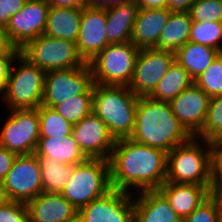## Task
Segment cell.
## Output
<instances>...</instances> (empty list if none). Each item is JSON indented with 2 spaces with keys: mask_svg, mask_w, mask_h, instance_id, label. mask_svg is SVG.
Segmentation results:
<instances>
[{
  "mask_svg": "<svg viewBox=\"0 0 222 222\" xmlns=\"http://www.w3.org/2000/svg\"><path fill=\"white\" fill-rule=\"evenodd\" d=\"M109 164L113 189L134 194L166 182L167 153L130 138L116 140Z\"/></svg>",
  "mask_w": 222,
  "mask_h": 222,
  "instance_id": "obj_1",
  "label": "cell"
},
{
  "mask_svg": "<svg viewBox=\"0 0 222 222\" xmlns=\"http://www.w3.org/2000/svg\"><path fill=\"white\" fill-rule=\"evenodd\" d=\"M192 137L173 114L169 102L157 101L149 96L138 98L131 140L168 154Z\"/></svg>",
  "mask_w": 222,
  "mask_h": 222,
  "instance_id": "obj_2",
  "label": "cell"
},
{
  "mask_svg": "<svg viewBox=\"0 0 222 222\" xmlns=\"http://www.w3.org/2000/svg\"><path fill=\"white\" fill-rule=\"evenodd\" d=\"M138 98L127 86L94 83L92 112L106 124L115 140L130 138Z\"/></svg>",
  "mask_w": 222,
  "mask_h": 222,
  "instance_id": "obj_3",
  "label": "cell"
},
{
  "mask_svg": "<svg viewBox=\"0 0 222 222\" xmlns=\"http://www.w3.org/2000/svg\"><path fill=\"white\" fill-rule=\"evenodd\" d=\"M166 182L211 186V142L192 137L172 149L167 154Z\"/></svg>",
  "mask_w": 222,
  "mask_h": 222,
  "instance_id": "obj_4",
  "label": "cell"
},
{
  "mask_svg": "<svg viewBox=\"0 0 222 222\" xmlns=\"http://www.w3.org/2000/svg\"><path fill=\"white\" fill-rule=\"evenodd\" d=\"M45 75V71L18 52L11 63L0 98L4 106L8 110L37 109L43 100Z\"/></svg>",
  "mask_w": 222,
  "mask_h": 222,
  "instance_id": "obj_5",
  "label": "cell"
},
{
  "mask_svg": "<svg viewBox=\"0 0 222 222\" xmlns=\"http://www.w3.org/2000/svg\"><path fill=\"white\" fill-rule=\"evenodd\" d=\"M111 189L109 160L87 159L74 165L72 175L61 194L78 210Z\"/></svg>",
  "mask_w": 222,
  "mask_h": 222,
  "instance_id": "obj_6",
  "label": "cell"
},
{
  "mask_svg": "<svg viewBox=\"0 0 222 222\" xmlns=\"http://www.w3.org/2000/svg\"><path fill=\"white\" fill-rule=\"evenodd\" d=\"M139 51L131 41L107 45L88 62L93 83L128 87Z\"/></svg>",
  "mask_w": 222,
  "mask_h": 222,
  "instance_id": "obj_7",
  "label": "cell"
},
{
  "mask_svg": "<svg viewBox=\"0 0 222 222\" xmlns=\"http://www.w3.org/2000/svg\"><path fill=\"white\" fill-rule=\"evenodd\" d=\"M19 52L45 72L80 67L85 64L75 42L45 34L29 42Z\"/></svg>",
  "mask_w": 222,
  "mask_h": 222,
  "instance_id": "obj_8",
  "label": "cell"
},
{
  "mask_svg": "<svg viewBox=\"0 0 222 222\" xmlns=\"http://www.w3.org/2000/svg\"><path fill=\"white\" fill-rule=\"evenodd\" d=\"M0 129V145L16 155L34 154L40 133L38 109L9 110Z\"/></svg>",
  "mask_w": 222,
  "mask_h": 222,
  "instance_id": "obj_9",
  "label": "cell"
},
{
  "mask_svg": "<svg viewBox=\"0 0 222 222\" xmlns=\"http://www.w3.org/2000/svg\"><path fill=\"white\" fill-rule=\"evenodd\" d=\"M93 84L88 63L80 67L48 71L41 105L54 108L70 98L84 94Z\"/></svg>",
  "mask_w": 222,
  "mask_h": 222,
  "instance_id": "obj_10",
  "label": "cell"
},
{
  "mask_svg": "<svg viewBox=\"0 0 222 222\" xmlns=\"http://www.w3.org/2000/svg\"><path fill=\"white\" fill-rule=\"evenodd\" d=\"M50 6L46 0H27L23 8L9 20L5 30L12 48L20 51L29 42L43 35Z\"/></svg>",
  "mask_w": 222,
  "mask_h": 222,
  "instance_id": "obj_11",
  "label": "cell"
},
{
  "mask_svg": "<svg viewBox=\"0 0 222 222\" xmlns=\"http://www.w3.org/2000/svg\"><path fill=\"white\" fill-rule=\"evenodd\" d=\"M4 186L9 201L27 203L38 196L42 192V181L36 155H17Z\"/></svg>",
  "mask_w": 222,
  "mask_h": 222,
  "instance_id": "obj_12",
  "label": "cell"
},
{
  "mask_svg": "<svg viewBox=\"0 0 222 222\" xmlns=\"http://www.w3.org/2000/svg\"><path fill=\"white\" fill-rule=\"evenodd\" d=\"M175 60L172 51L156 48L140 49L134 68L130 90L138 97L149 96Z\"/></svg>",
  "mask_w": 222,
  "mask_h": 222,
  "instance_id": "obj_13",
  "label": "cell"
},
{
  "mask_svg": "<svg viewBox=\"0 0 222 222\" xmlns=\"http://www.w3.org/2000/svg\"><path fill=\"white\" fill-rule=\"evenodd\" d=\"M77 222H134L133 194L112 188L79 208Z\"/></svg>",
  "mask_w": 222,
  "mask_h": 222,
  "instance_id": "obj_14",
  "label": "cell"
},
{
  "mask_svg": "<svg viewBox=\"0 0 222 222\" xmlns=\"http://www.w3.org/2000/svg\"><path fill=\"white\" fill-rule=\"evenodd\" d=\"M72 135L88 159H110L116 140L93 112L73 125Z\"/></svg>",
  "mask_w": 222,
  "mask_h": 222,
  "instance_id": "obj_15",
  "label": "cell"
},
{
  "mask_svg": "<svg viewBox=\"0 0 222 222\" xmlns=\"http://www.w3.org/2000/svg\"><path fill=\"white\" fill-rule=\"evenodd\" d=\"M210 99L193 83L169 102L173 114L193 137L203 128Z\"/></svg>",
  "mask_w": 222,
  "mask_h": 222,
  "instance_id": "obj_16",
  "label": "cell"
},
{
  "mask_svg": "<svg viewBox=\"0 0 222 222\" xmlns=\"http://www.w3.org/2000/svg\"><path fill=\"white\" fill-rule=\"evenodd\" d=\"M106 9L83 7L76 41L79 55L85 63L91 61L110 43L106 37Z\"/></svg>",
  "mask_w": 222,
  "mask_h": 222,
  "instance_id": "obj_17",
  "label": "cell"
},
{
  "mask_svg": "<svg viewBox=\"0 0 222 222\" xmlns=\"http://www.w3.org/2000/svg\"><path fill=\"white\" fill-rule=\"evenodd\" d=\"M26 206L29 222H77L78 210L61 193L41 192Z\"/></svg>",
  "mask_w": 222,
  "mask_h": 222,
  "instance_id": "obj_18",
  "label": "cell"
},
{
  "mask_svg": "<svg viewBox=\"0 0 222 222\" xmlns=\"http://www.w3.org/2000/svg\"><path fill=\"white\" fill-rule=\"evenodd\" d=\"M211 186L165 182L158 190L175 213L184 219L211 196Z\"/></svg>",
  "mask_w": 222,
  "mask_h": 222,
  "instance_id": "obj_19",
  "label": "cell"
},
{
  "mask_svg": "<svg viewBox=\"0 0 222 222\" xmlns=\"http://www.w3.org/2000/svg\"><path fill=\"white\" fill-rule=\"evenodd\" d=\"M171 10L167 8H139L134 22L131 42L138 49L156 48L161 31L167 24Z\"/></svg>",
  "mask_w": 222,
  "mask_h": 222,
  "instance_id": "obj_20",
  "label": "cell"
},
{
  "mask_svg": "<svg viewBox=\"0 0 222 222\" xmlns=\"http://www.w3.org/2000/svg\"><path fill=\"white\" fill-rule=\"evenodd\" d=\"M133 201L134 222H182L159 190L134 193Z\"/></svg>",
  "mask_w": 222,
  "mask_h": 222,
  "instance_id": "obj_21",
  "label": "cell"
},
{
  "mask_svg": "<svg viewBox=\"0 0 222 222\" xmlns=\"http://www.w3.org/2000/svg\"><path fill=\"white\" fill-rule=\"evenodd\" d=\"M139 11L135 0L116 7L106 8V37L110 44L131 41L134 22Z\"/></svg>",
  "mask_w": 222,
  "mask_h": 222,
  "instance_id": "obj_22",
  "label": "cell"
},
{
  "mask_svg": "<svg viewBox=\"0 0 222 222\" xmlns=\"http://www.w3.org/2000/svg\"><path fill=\"white\" fill-rule=\"evenodd\" d=\"M82 8L50 6L44 34L76 43Z\"/></svg>",
  "mask_w": 222,
  "mask_h": 222,
  "instance_id": "obj_23",
  "label": "cell"
},
{
  "mask_svg": "<svg viewBox=\"0 0 222 222\" xmlns=\"http://www.w3.org/2000/svg\"><path fill=\"white\" fill-rule=\"evenodd\" d=\"M35 155L56 160L57 163L77 165L88 158L75 142L73 135L65 136V139L39 138Z\"/></svg>",
  "mask_w": 222,
  "mask_h": 222,
  "instance_id": "obj_24",
  "label": "cell"
},
{
  "mask_svg": "<svg viewBox=\"0 0 222 222\" xmlns=\"http://www.w3.org/2000/svg\"><path fill=\"white\" fill-rule=\"evenodd\" d=\"M192 22L188 11H171L167 24L161 31L157 49L175 53L189 41Z\"/></svg>",
  "mask_w": 222,
  "mask_h": 222,
  "instance_id": "obj_25",
  "label": "cell"
},
{
  "mask_svg": "<svg viewBox=\"0 0 222 222\" xmlns=\"http://www.w3.org/2000/svg\"><path fill=\"white\" fill-rule=\"evenodd\" d=\"M219 53L209 46L188 41L175 52V60L195 79L209 67Z\"/></svg>",
  "mask_w": 222,
  "mask_h": 222,
  "instance_id": "obj_26",
  "label": "cell"
},
{
  "mask_svg": "<svg viewBox=\"0 0 222 222\" xmlns=\"http://www.w3.org/2000/svg\"><path fill=\"white\" fill-rule=\"evenodd\" d=\"M193 83L194 79L189 72L174 60L149 97L157 101L170 102Z\"/></svg>",
  "mask_w": 222,
  "mask_h": 222,
  "instance_id": "obj_27",
  "label": "cell"
},
{
  "mask_svg": "<svg viewBox=\"0 0 222 222\" xmlns=\"http://www.w3.org/2000/svg\"><path fill=\"white\" fill-rule=\"evenodd\" d=\"M36 158L41 171L42 192L62 193L72 175L74 165L57 163L56 160L39 155H36Z\"/></svg>",
  "mask_w": 222,
  "mask_h": 222,
  "instance_id": "obj_28",
  "label": "cell"
},
{
  "mask_svg": "<svg viewBox=\"0 0 222 222\" xmlns=\"http://www.w3.org/2000/svg\"><path fill=\"white\" fill-rule=\"evenodd\" d=\"M40 133L39 138L65 139L71 135L73 125L65 120L53 108L40 105L38 108Z\"/></svg>",
  "mask_w": 222,
  "mask_h": 222,
  "instance_id": "obj_29",
  "label": "cell"
},
{
  "mask_svg": "<svg viewBox=\"0 0 222 222\" xmlns=\"http://www.w3.org/2000/svg\"><path fill=\"white\" fill-rule=\"evenodd\" d=\"M93 85L82 95H77L53 109L72 125L79 123L83 118L92 113Z\"/></svg>",
  "mask_w": 222,
  "mask_h": 222,
  "instance_id": "obj_30",
  "label": "cell"
},
{
  "mask_svg": "<svg viewBox=\"0 0 222 222\" xmlns=\"http://www.w3.org/2000/svg\"><path fill=\"white\" fill-rule=\"evenodd\" d=\"M190 42L209 46L222 52V22H192Z\"/></svg>",
  "mask_w": 222,
  "mask_h": 222,
  "instance_id": "obj_31",
  "label": "cell"
},
{
  "mask_svg": "<svg viewBox=\"0 0 222 222\" xmlns=\"http://www.w3.org/2000/svg\"><path fill=\"white\" fill-rule=\"evenodd\" d=\"M195 137L210 142L222 140V95L210 99L205 123Z\"/></svg>",
  "mask_w": 222,
  "mask_h": 222,
  "instance_id": "obj_32",
  "label": "cell"
},
{
  "mask_svg": "<svg viewBox=\"0 0 222 222\" xmlns=\"http://www.w3.org/2000/svg\"><path fill=\"white\" fill-rule=\"evenodd\" d=\"M194 83L210 98L222 95V52L203 73L194 79Z\"/></svg>",
  "mask_w": 222,
  "mask_h": 222,
  "instance_id": "obj_33",
  "label": "cell"
},
{
  "mask_svg": "<svg viewBox=\"0 0 222 222\" xmlns=\"http://www.w3.org/2000/svg\"><path fill=\"white\" fill-rule=\"evenodd\" d=\"M188 12L193 22H222V0H196Z\"/></svg>",
  "mask_w": 222,
  "mask_h": 222,
  "instance_id": "obj_34",
  "label": "cell"
},
{
  "mask_svg": "<svg viewBox=\"0 0 222 222\" xmlns=\"http://www.w3.org/2000/svg\"><path fill=\"white\" fill-rule=\"evenodd\" d=\"M182 222H219L216 198L210 196Z\"/></svg>",
  "mask_w": 222,
  "mask_h": 222,
  "instance_id": "obj_35",
  "label": "cell"
},
{
  "mask_svg": "<svg viewBox=\"0 0 222 222\" xmlns=\"http://www.w3.org/2000/svg\"><path fill=\"white\" fill-rule=\"evenodd\" d=\"M0 222H29L26 203L9 201L1 206Z\"/></svg>",
  "mask_w": 222,
  "mask_h": 222,
  "instance_id": "obj_36",
  "label": "cell"
},
{
  "mask_svg": "<svg viewBox=\"0 0 222 222\" xmlns=\"http://www.w3.org/2000/svg\"><path fill=\"white\" fill-rule=\"evenodd\" d=\"M27 0H0V27L4 30L9 26L10 18L19 12Z\"/></svg>",
  "mask_w": 222,
  "mask_h": 222,
  "instance_id": "obj_37",
  "label": "cell"
},
{
  "mask_svg": "<svg viewBox=\"0 0 222 222\" xmlns=\"http://www.w3.org/2000/svg\"><path fill=\"white\" fill-rule=\"evenodd\" d=\"M17 53L0 54V98L3 96L4 87L8 78L11 63Z\"/></svg>",
  "mask_w": 222,
  "mask_h": 222,
  "instance_id": "obj_38",
  "label": "cell"
},
{
  "mask_svg": "<svg viewBox=\"0 0 222 222\" xmlns=\"http://www.w3.org/2000/svg\"><path fill=\"white\" fill-rule=\"evenodd\" d=\"M16 154L10 152L5 147L0 145V179L4 180L7 173L10 171Z\"/></svg>",
  "mask_w": 222,
  "mask_h": 222,
  "instance_id": "obj_39",
  "label": "cell"
},
{
  "mask_svg": "<svg viewBox=\"0 0 222 222\" xmlns=\"http://www.w3.org/2000/svg\"><path fill=\"white\" fill-rule=\"evenodd\" d=\"M212 170H222V140L211 142Z\"/></svg>",
  "mask_w": 222,
  "mask_h": 222,
  "instance_id": "obj_40",
  "label": "cell"
},
{
  "mask_svg": "<svg viewBox=\"0 0 222 222\" xmlns=\"http://www.w3.org/2000/svg\"><path fill=\"white\" fill-rule=\"evenodd\" d=\"M128 1L129 0H85V7L106 9L120 6Z\"/></svg>",
  "mask_w": 222,
  "mask_h": 222,
  "instance_id": "obj_41",
  "label": "cell"
},
{
  "mask_svg": "<svg viewBox=\"0 0 222 222\" xmlns=\"http://www.w3.org/2000/svg\"><path fill=\"white\" fill-rule=\"evenodd\" d=\"M211 196L222 197V170H212Z\"/></svg>",
  "mask_w": 222,
  "mask_h": 222,
  "instance_id": "obj_42",
  "label": "cell"
},
{
  "mask_svg": "<svg viewBox=\"0 0 222 222\" xmlns=\"http://www.w3.org/2000/svg\"><path fill=\"white\" fill-rule=\"evenodd\" d=\"M49 6L53 7H72L83 8L85 7V0H46Z\"/></svg>",
  "mask_w": 222,
  "mask_h": 222,
  "instance_id": "obj_43",
  "label": "cell"
},
{
  "mask_svg": "<svg viewBox=\"0 0 222 222\" xmlns=\"http://www.w3.org/2000/svg\"><path fill=\"white\" fill-rule=\"evenodd\" d=\"M139 8L152 9V8H167L168 0H135Z\"/></svg>",
  "mask_w": 222,
  "mask_h": 222,
  "instance_id": "obj_44",
  "label": "cell"
},
{
  "mask_svg": "<svg viewBox=\"0 0 222 222\" xmlns=\"http://www.w3.org/2000/svg\"><path fill=\"white\" fill-rule=\"evenodd\" d=\"M196 0H168V8L171 11H188Z\"/></svg>",
  "mask_w": 222,
  "mask_h": 222,
  "instance_id": "obj_45",
  "label": "cell"
},
{
  "mask_svg": "<svg viewBox=\"0 0 222 222\" xmlns=\"http://www.w3.org/2000/svg\"><path fill=\"white\" fill-rule=\"evenodd\" d=\"M19 51L11 47L9 43L5 30L0 27V54L3 53H18Z\"/></svg>",
  "mask_w": 222,
  "mask_h": 222,
  "instance_id": "obj_46",
  "label": "cell"
},
{
  "mask_svg": "<svg viewBox=\"0 0 222 222\" xmlns=\"http://www.w3.org/2000/svg\"><path fill=\"white\" fill-rule=\"evenodd\" d=\"M7 202H9V199L5 191L4 180L0 179V207L5 205Z\"/></svg>",
  "mask_w": 222,
  "mask_h": 222,
  "instance_id": "obj_47",
  "label": "cell"
},
{
  "mask_svg": "<svg viewBox=\"0 0 222 222\" xmlns=\"http://www.w3.org/2000/svg\"><path fill=\"white\" fill-rule=\"evenodd\" d=\"M215 198L218 208L219 222H222V197H215Z\"/></svg>",
  "mask_w": 222,
  "mask_h": 222,
  "instance_id": "obj_48",
  "label": "cell"
}]
</instances>
